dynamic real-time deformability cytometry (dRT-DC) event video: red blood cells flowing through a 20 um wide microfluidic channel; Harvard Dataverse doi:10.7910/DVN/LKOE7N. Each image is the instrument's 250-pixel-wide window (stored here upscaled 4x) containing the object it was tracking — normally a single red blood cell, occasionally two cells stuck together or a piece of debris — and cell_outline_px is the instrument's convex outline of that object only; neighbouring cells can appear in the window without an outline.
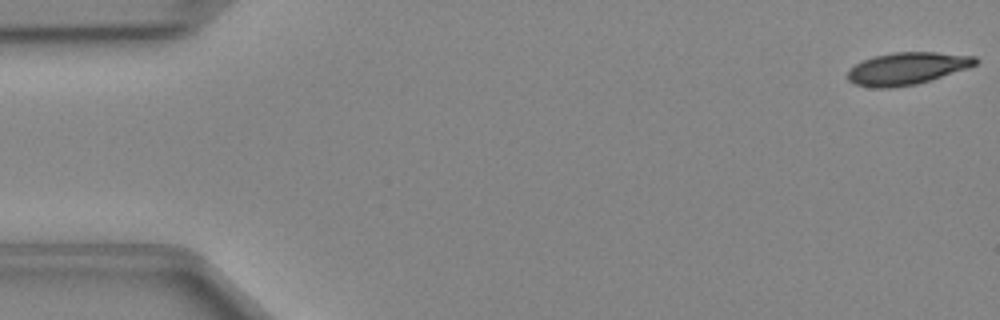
{"species": "Egyptian fruit bat (a non-hibernating species)", "species_latin": "Rousettus aegyptiacus", "temperature_condition": "cold", "stored_images_in_passage": 48, "camera_frame_rate_fps": 3000, "um_per_image_px": 0.085, "animal": {"sex": "female"}, "frame": {"image": 1, "passage_image": 1, "time_ms": 0.0, "image_size_px": [1000, 320], "cell_outline_px": [[980, 60], [976, 64], [916, 84], [888, 88], [876, 88], [856, 84], [848, 80], [848, 72], [856, 64], [864, 60], [876, 56], [892, 52], [936, 52], [976, 56]], "centroid_in_image_um": [77.09, 5.81], "position_along_channel_um": 7.9, "area_um2": 23.47}}
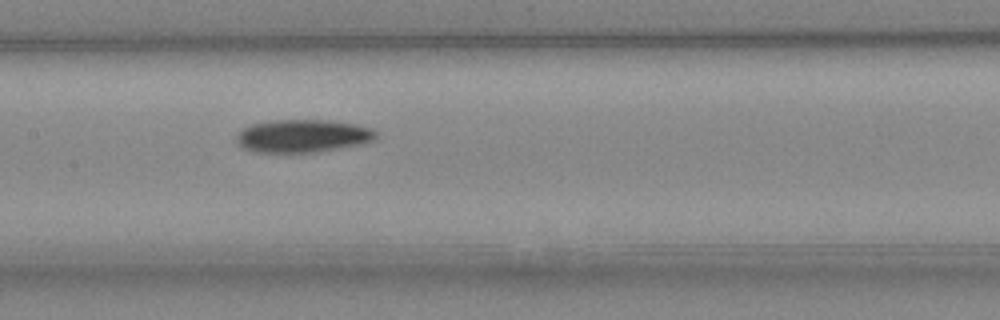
{"frame": {"image": 2, "passage_image": 23, "time_ms": 7.333, "image_size_px": [1000, 320], "cell_outline_px": [[376, 136], [372, 140], [356, 144], [312, 152], [256, 152], [240, 148], [236, 144], [236, 136], [244, 128], [252, 124], [272, 120], [324, 120], [356, 124], [372, 128], [376, 132]], "centroid_in_image_um": [25.65, 11.55], "position_along_channel_um": 181.8, "area_um2": 26.36}}
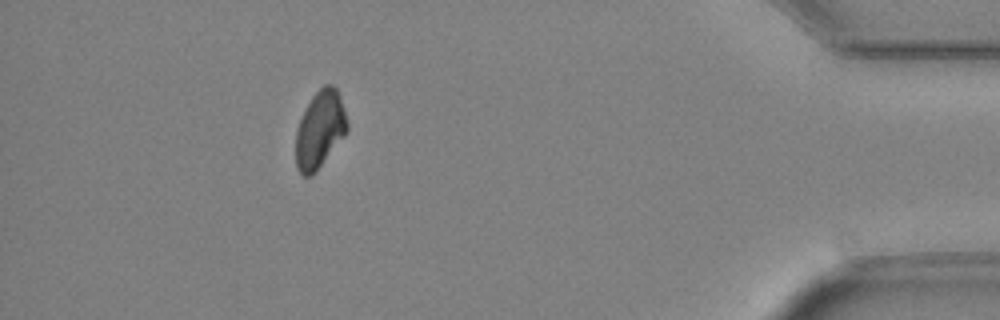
{"frame": {"image": 3, "passage_image": 43, "time_ms": 14.0, "image_size_px": [1000, 320], "cell_outline_px": [[348, 132], [316, 172], [312, 176], [304, 176], [296, 168], [296, 132], [300, 120], [312, 96], [324, 84], [332, 84], [336, 88], [340, 96], [344, 108], [348, 124]], "centroid_in_image_um": [27.21, 11.03], "position_along_channel_um": 408.0, "area_um2": 23.18}}